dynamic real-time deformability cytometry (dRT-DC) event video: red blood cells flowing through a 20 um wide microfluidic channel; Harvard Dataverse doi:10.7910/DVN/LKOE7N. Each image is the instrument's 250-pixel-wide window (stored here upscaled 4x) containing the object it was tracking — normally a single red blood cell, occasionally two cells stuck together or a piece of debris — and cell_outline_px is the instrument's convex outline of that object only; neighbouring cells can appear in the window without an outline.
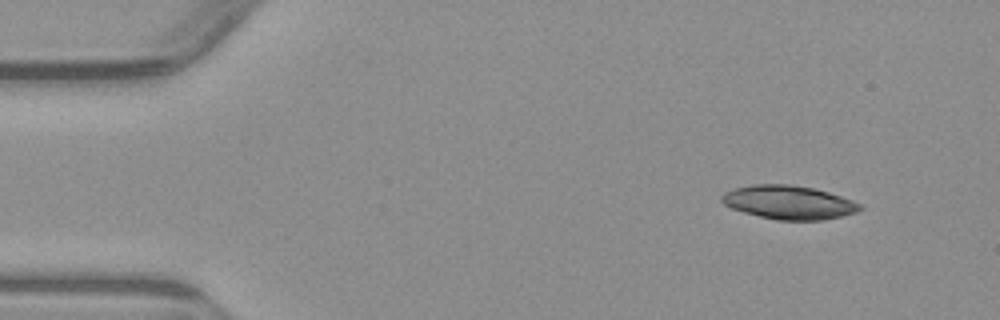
{"species": "common noctule bat (a hibernating species)", "species_latin": "Nyctalus noctula", "temperature_condition": "warm", "stored_images_in_passage": 4, "segment_of_instrument_passage": [1, 2], "camera_frame_rate_fps": 3000, "um_per_image_px": 0.085, "animal": {"sex": "male", "body_mass_g": 23.1, "forearm_length_mm": 52.7}, "frame": {"image": 1, "passage_image": 1, "time_ms": 0.0, "image_size_px": [1000, 320], "cell_outline_px": [[864, 208], [856, 212], [824, 220], [776, 220], [744, 212], [732, 208], [724, 204], [720, 200], [720, 196], [724, 192], [736, 188], [752, 184], [792, 184], [812, 188], [828, 192], [852, 200], [860, 204]], "centroid_in_image_um": [67.03, 17.2], "position_along_channel_um": 18.0, "area_um2": 27.05}}